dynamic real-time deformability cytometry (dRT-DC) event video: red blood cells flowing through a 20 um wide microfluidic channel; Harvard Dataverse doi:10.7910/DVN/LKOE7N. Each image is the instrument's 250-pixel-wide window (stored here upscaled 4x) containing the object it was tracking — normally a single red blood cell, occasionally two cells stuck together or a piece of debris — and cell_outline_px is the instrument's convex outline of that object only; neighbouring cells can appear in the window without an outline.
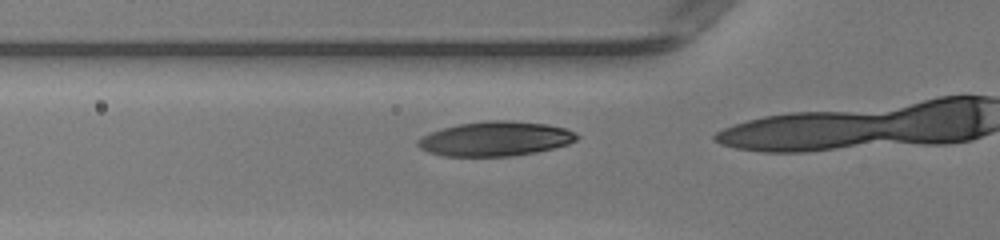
{"species": "human", "species_latin": "Homo sapiens", "temperature_condition": "warm", "stored_images_in_passage": 15, "camera_frame_rate_fps": 3000, "um_per_image_px": 0.085, "donor": {"sex": "female"}, "frame": {"image": 1, "passage_image": 13, "time_ms": 4.0, "image_size_px": [1000, 240], "cell_outline_px": [[580, 136], [576, 140], [568, 144], [536, 152], [512, 156], [444, 156], [428, 152], [420, 148], [416, 144], [416, 140], [420, 136], [444, 128], [460, 124], [492, 120], [508, 120], [548, 124], [564, 128], [576, 132]], "centroid_in_image_um": [42.11, 11.8], "position_along_channel_um": 83.7, "area_um2": 31.96}}